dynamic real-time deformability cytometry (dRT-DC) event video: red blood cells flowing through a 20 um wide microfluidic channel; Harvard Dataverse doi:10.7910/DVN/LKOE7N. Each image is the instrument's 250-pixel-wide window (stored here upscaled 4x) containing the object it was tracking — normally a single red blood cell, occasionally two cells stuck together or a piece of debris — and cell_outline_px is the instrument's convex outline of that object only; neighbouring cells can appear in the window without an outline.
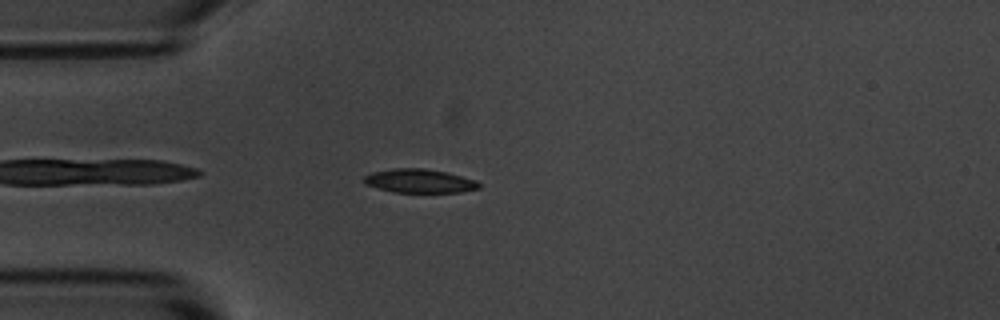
{"species": "common noctule bat (a hibernating species)", "species_latin": "Nyctalus noctula", "temperature_condition": "room temperature", "stored_images_in_passage": 5, "camera_frame_rate_fps": 3000, "um_per_image_px": 0.085, "animal": {"sex": "male", "body_mass_g": 20.1, "forearm_length_mm": 53.5}, "frame": {"image": 1, "passage_image": 4, "time_ms": 4.667, "image_size_px": [1000, 320], "cell_outline_px": [[480, 188], [460, 192], [392, 192], [364, 184], [360, 180], [364, 176], [372, 172], [392, 168], [424, 168], [448, 172], [476, 180], [480, 184]], "centroid_in_image_um": [35.62, 15.37], "position_along_channel_um": 49.4, "area_um2": 16.13}}